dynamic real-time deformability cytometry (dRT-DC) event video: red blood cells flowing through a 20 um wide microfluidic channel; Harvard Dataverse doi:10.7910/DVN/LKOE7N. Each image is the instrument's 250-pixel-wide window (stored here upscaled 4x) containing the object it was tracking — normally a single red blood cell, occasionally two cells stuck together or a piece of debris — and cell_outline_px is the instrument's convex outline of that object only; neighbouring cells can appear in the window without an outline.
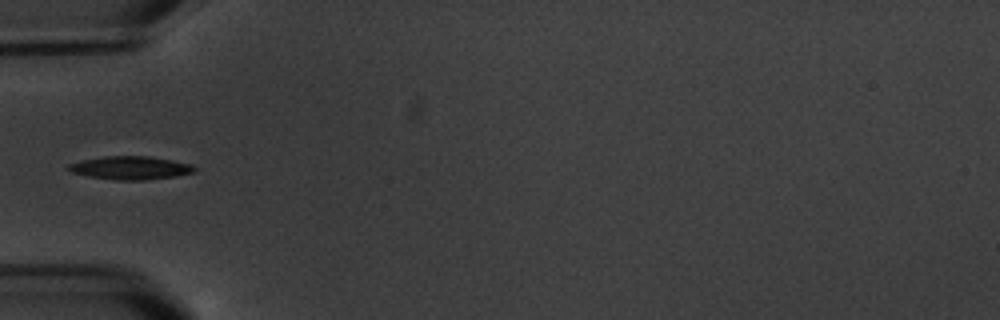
{"species": "common noctule bat (a hibernating species)", "species_latin": "Nyctalus noctula", "temperature_condition": "warm", "stored_images_in_passage": 16, "camera_frame_rate_fps": 3000, "um_per_image_px": 0.085, "animal": {"sex": "male", "body_mass_g": 20.1, "forearm_length_mm": 53.5}, "frame": {"image": 1, "passage_image": 5, "time_ms": 5.667, "image_size_px": [1000, 320], "cell_outline_px": [[196, 172], [176, 176], [144, 180], [112, 180], [88, 176], [72, 172], [68, 168], [68, 164], [80, 160], [104, 156], [148, 156], [172, 160], [192, 164], [196, 168]], "centroid_in_image_um": [11.1, 14.27], "position_along_channel_um": 73.9, "area_um2": 17.17}}
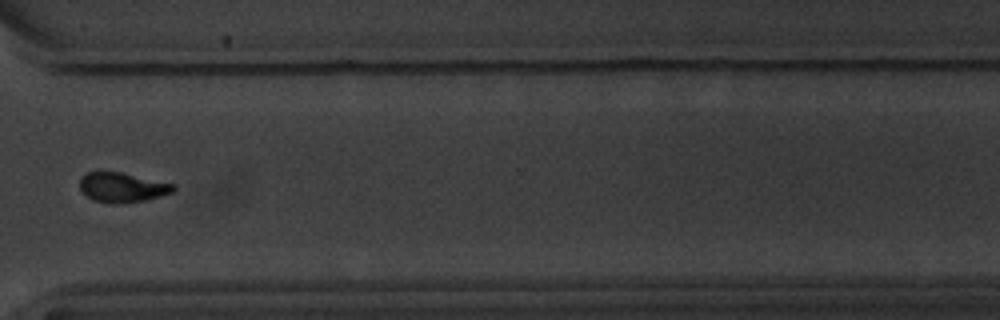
{"frame": {"image": 2, "passage_image": 12, "time_ms": 14.0, "image_size_px": [1000, 320], "cell_outline_px": [[176, 188], [172, 192], [160, 196], [144, 200], [120, 204], [92, 200], [80, 188], [80, 176], [88, 172], [120, 172], [176, 184]], "centroid_in_image_um": [10.41, 15.92], "position_along_channel_um": 360.2, "area_um2": 16.07}}
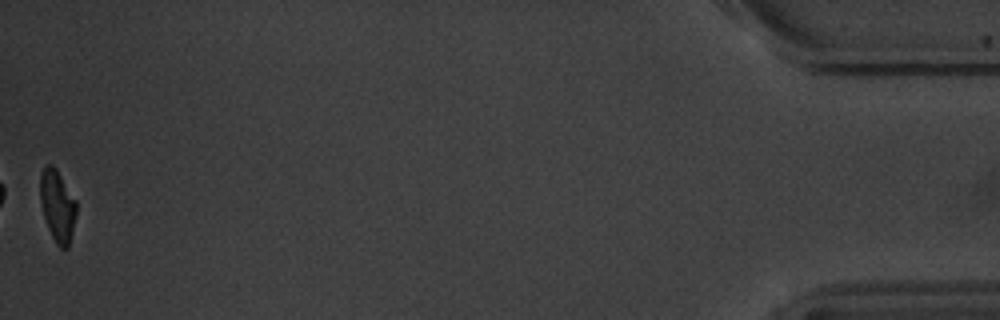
{"frame": {"image": 3, "passage_image": 16, "time_ms": 18.667, "image_size_px": [1000, 320], "cell_outline_px": [[76, 216], [68, 248], [60, 248], [56, 244], [48, 228], [44, 216], [40, 200], [40, 172], [44, 164], [52, 164], [56, 168], [76, 200]], "centroid_in_image_um": [4.87, 17.46], "position_along_channel_um": 430.3, "area_um2": 15.2}, "authors_computed_cell_mechanics": {"area_um2": 16.2418, "velocity_mm_per_s": 3.4231, "shape_relaxation_time_tau1_ms": 2.7685, "shape_relaxation_time_tau2_ms": 6.2373, "deformation_change_tau1": 0.1145, "deformation_change_tau2": 0.1205}}